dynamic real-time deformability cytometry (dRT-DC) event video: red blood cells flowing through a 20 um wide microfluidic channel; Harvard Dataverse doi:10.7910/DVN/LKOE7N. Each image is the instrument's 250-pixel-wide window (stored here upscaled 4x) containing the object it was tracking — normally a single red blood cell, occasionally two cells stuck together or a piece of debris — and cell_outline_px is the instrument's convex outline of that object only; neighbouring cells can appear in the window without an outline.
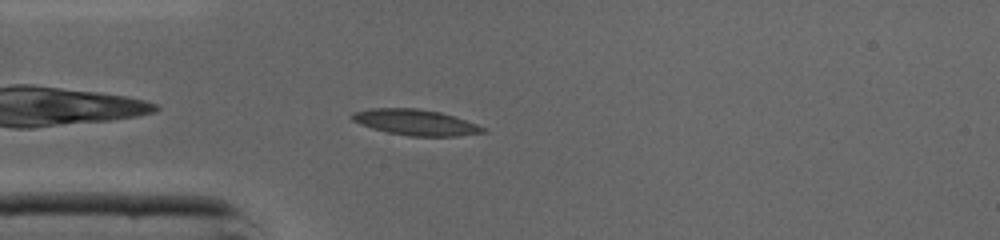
{"species": "common noctule bat (a hibernating species)", "species_latin": "Nyctalus noctula", "temperature_condition": "cold", "stored_images_in_passage": 30, "camera_frame_rate_fps": 3000, "um_per_image_px": 0.085, "animal": {"sex": "male", "body_mass_g": 19.0, "forearm_length_mm": 50.8}, "frame": {"image": 1, "passage_image": 3, "time_ms": 0.667, "image_size_px": [1000, 240], "cell_outline_px": [[488, 128], [484, 132], [456, 136], [408, 136], [388, 132], [372, 128], [360, 124], [352, 120], [348, 116], [352, 112], [372, 108], [416, 108], [440, 112]], "centroid_in_image_um": [35.27, 10.39], "position_along_channel_um": 49.7, "area_um2": 19.59}}
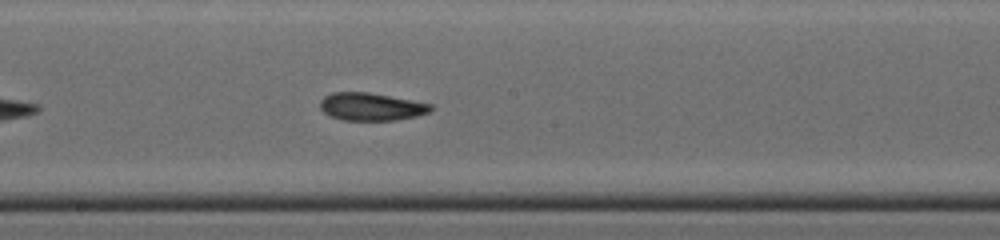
{"frame": {"image": 2, "passage_image": 15, "time_ms": 4.667, "image_size_px": [1000, 240], "cell_outline_px": [[432, 108], [428, 112], [416, 116], [396, 120], [340, 120], [324, 112], [320, 108], [320, 100], [324, 96], [332, 92], [368, 92], [432, 104]], "centroid_in_image_um": [31.51, 9.06], "position_along_channel_um": 216.7, "area_um2": 17.74}}
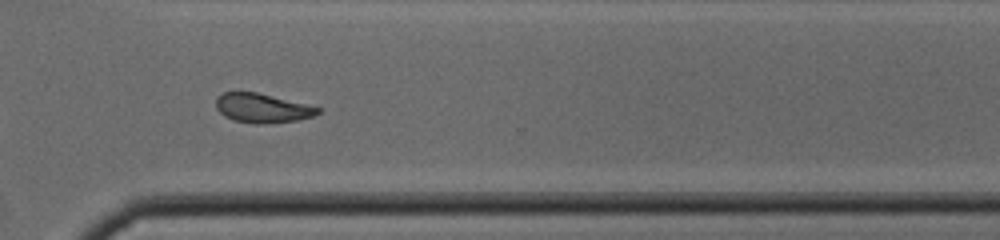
{"frame": {"image": 3, "passage_image": 24, "time_ms": 7.667, "image_size_px": [1000, 240], "cell_outline_px": [[320, 112], [312, 116], [296, 120], [264, 124], [256, 124], [232, 120], [224, 116], [216, 108], [216, 96], [224, 92], [256, 92], [320, 108]], "centroid_in_image_um": [22.22, 9.19], "position_along_channel_um": 348.4, "area_um2": 17.11}, "authors_computed_cell_mechanics": {"area_um2": 18.1781, "velocity_mm_per_s": 4.3605, "shape_relaxation_time_tau1_ms": 2.5692, "shape_relaxation_time_tau2_ms": 2.8534, "deformation_change_tau1": 0.098, "deformation_change_tau2": 0.0991}}